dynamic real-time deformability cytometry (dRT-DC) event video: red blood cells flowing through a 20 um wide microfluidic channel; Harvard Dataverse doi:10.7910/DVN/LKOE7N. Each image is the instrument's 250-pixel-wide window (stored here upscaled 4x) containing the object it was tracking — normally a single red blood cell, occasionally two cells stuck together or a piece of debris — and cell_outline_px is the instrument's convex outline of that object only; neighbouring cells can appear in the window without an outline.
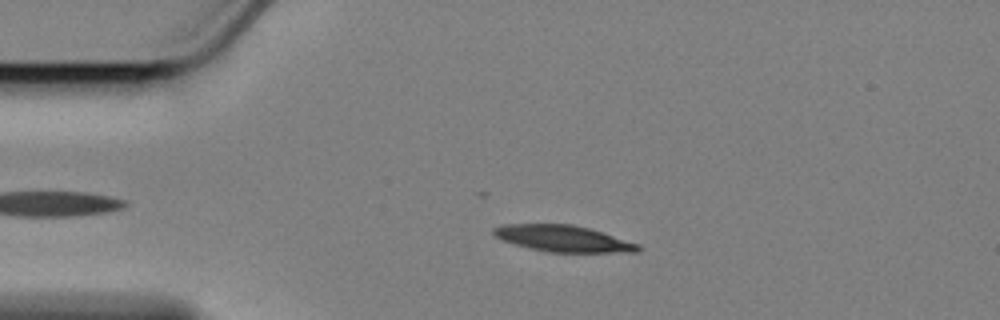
{"species": "Egyptian fruit bat (a non-hibernating species)", "species_latin": "Rousettus aegyptiacus", "temperature_condition": "cold", "stored_images_in_passage": 20, "camera_frame_rate_fps": 3000, "um_per_image_px": 0.085, "animal": {"sex": "female"}, "frame": {"image": 1, "passage_image": 11, "time_ms": 3.333, "image_size_px": [1000, 320], "cell_outline_px": [[644, 248], [640, 252], [548, 252], [528, 248], [500, 240], [492, 232], [492, 228], [504, 224], [572, 224], [588, 228], [640, 244]], "centroid_in_image_um": [47.87, 20.28], "position_along_channel_um": 37.1, "area_um2": 22.31}}
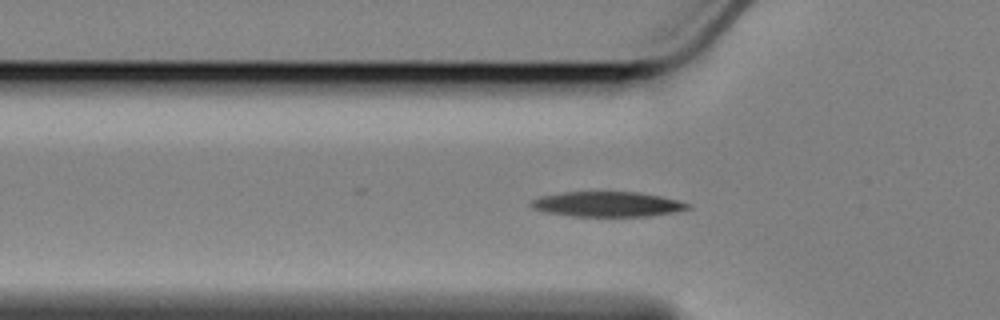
{"frame": {"image": 2, "passage_image": 17, "time_ms": 5.333, "image_size_px": [1000, 320], "cell_outline_px": [[692, 208], [676, 212], [652, 216], [572, 216], [544, 212], [532, 208], [528, 204], [532, 200], [540, 196], [564, 192], [640, 192], [660, 196], [692, 204]], "centroid_in_image_um": [51.64, 17.36], "position_along_channel_um": 74.2, "area_um2": 23.06}}